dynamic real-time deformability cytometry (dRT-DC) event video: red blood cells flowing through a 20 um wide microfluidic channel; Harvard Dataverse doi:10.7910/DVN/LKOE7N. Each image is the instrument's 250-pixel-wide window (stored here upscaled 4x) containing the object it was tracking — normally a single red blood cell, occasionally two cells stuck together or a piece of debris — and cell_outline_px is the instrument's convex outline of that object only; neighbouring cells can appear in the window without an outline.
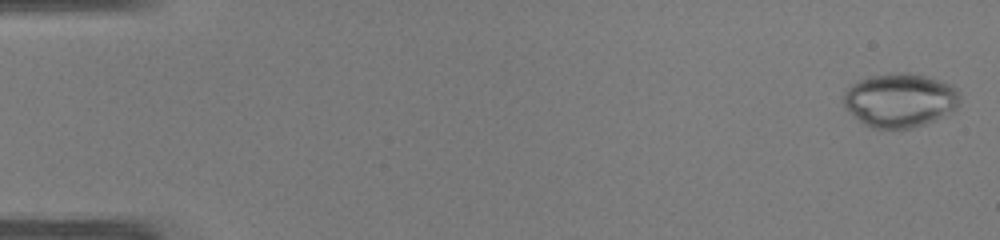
{"species": "common noctule bat (a hibernating species)", "species_latin": "Nyctalus noctula", "temperature_condition": "warm", "stored_images_in_passage": 48, "camera_frame_rate_fps": 3000, "um_per_image_px": 0.085, "animal": {"sex": "male", "body_mass_g": 19.0, "forearm_length_mm": 50.8}, "frame": {"image": 1, "passage_image": 1, "time_ms": 0.0, "image_size_px": [1000, 240], "cell_outline_px": [[960, 104], [956, 108], [936, 120], [912, 128], [872, 128], [864, 124], [852, 116], [844, 104], [844, 92], [852, 84], [868, 76], [900, 72], [908, 72], [924, 76], [952, 84], [960, 92]], "centroid_in_image_um": [76.51, 8.52], "position_along_channel_um": 8.5, "area_um2": 36.65}}
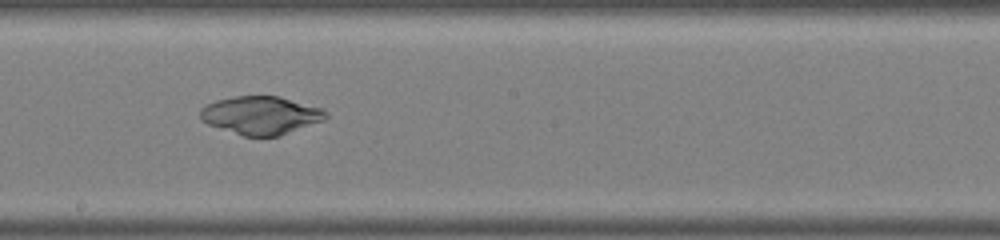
{"frame": {"image": 2, "passage_image": 27, "time_ms": 8.667, "image_size_px": [1000, 240], "cell_outline_px": [[328, 116], [324, 120], [280, 136], [244, 136], [208, 124], [200, 120], [200, 108], [204, 104], [216, 100], [236, 96], [280, 96], [324, 108], [328, 112]], "centroid_in_image_um": [22.19, 9.79], "position_along_channel_um": 226.0, "area_um2": 28.15}}
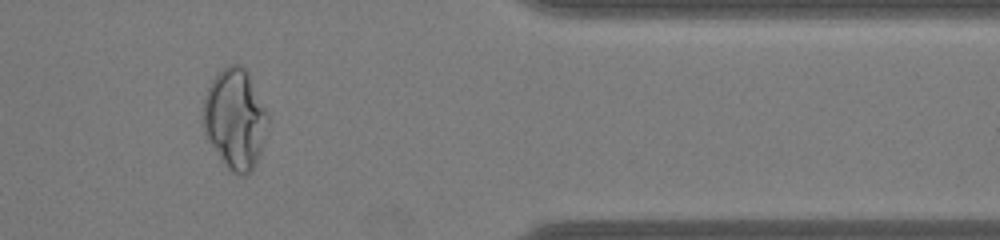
{"frame": {"image": 3, "passage_image": 40, "time_ms": 13.0, "image_size_px": [1000, 240], "cell_outline_px": [[268, 120], [264, 140], [256, 164], [244, 176], [236, 176], [224, 164], [208, 140], [204, 132], [204, 96], [212, 80], [228, 64], [240, 64], [248, 72], [268, 112]], "centroid_in_image_um": [20.0, 10.11], "position_along_channel_um": 391.4, "area_um2": 37.51}}